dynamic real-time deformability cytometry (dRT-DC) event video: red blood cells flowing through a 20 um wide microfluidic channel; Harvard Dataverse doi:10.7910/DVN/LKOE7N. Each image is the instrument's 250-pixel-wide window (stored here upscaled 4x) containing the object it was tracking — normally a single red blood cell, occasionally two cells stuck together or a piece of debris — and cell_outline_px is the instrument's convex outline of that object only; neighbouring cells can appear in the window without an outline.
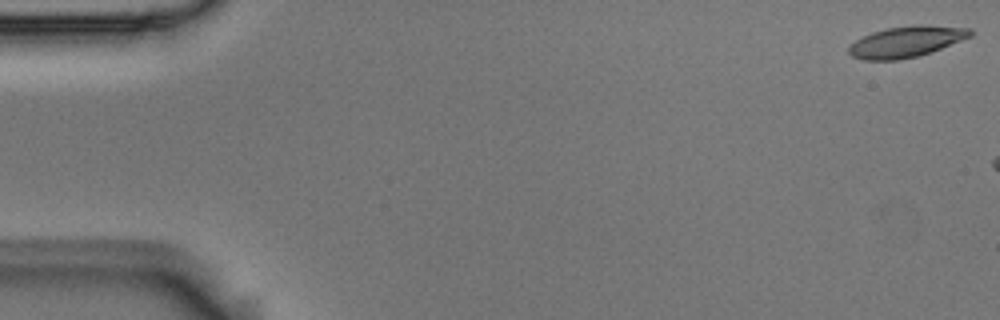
{"species": "Egyptian fruit bat (a non-hibernating species)", "species_latin": "Rousettus aegyptiacus", "temperature_condition": "room temperature", "stored_images_in_passage": 3, "camera_frame_rate_fps": 3000, "um_per_image_px": 0.085, "animal": {"sex": "male"}, "frame": {"image": 1, "passage_image": 1, "time_ms": 0.0, "image_size_px": [1000, 320], "cell_outline_px": [[972, 36], [932, 52], [920, 56], [900, 60], [864, 60], [852, 56], [848, 52], [848, 48], [856, 40], [872, 32], [888, 28], [912, 24], [920, 24], [972, 28]], "centroid_in_image_um": [77.06, 3.54], "position_along_channel_um": 7.9, "area_um2": 22.14}}